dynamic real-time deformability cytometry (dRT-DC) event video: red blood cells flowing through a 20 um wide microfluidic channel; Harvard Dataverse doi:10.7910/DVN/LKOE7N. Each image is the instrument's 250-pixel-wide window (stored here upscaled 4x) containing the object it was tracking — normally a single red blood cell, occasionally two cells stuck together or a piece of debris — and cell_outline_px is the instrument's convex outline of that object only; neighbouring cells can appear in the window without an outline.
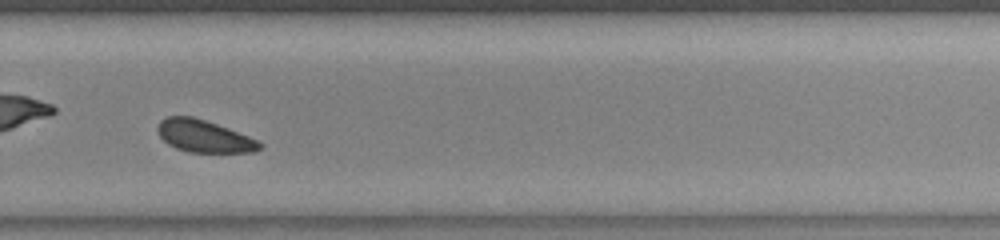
{"species": "common noctule bat (a hibernating species)", "species_latin": "Nyctalus noctula", "temperature_condition": "warm", "stored_images_in_passage": 40, "camera_frame_rate_fps": 3000, "um_per_image_px": 0.085, "animal": {"sex": "female", "body_mass_g": 23.0, "forearm_length_mm": 53.4}, "frame": {"image": 1, "passage_image": 23, "time_ms": 7.333, "image_size_px": [1000, 240], "cell_outline_px": [[264, 148], [256, 152], [188, 152], [176, 148], [168, 144], [160, 136], [156, 128], [160, 120], [168, 116], [192, 116], [228, 128], [248, 136], [264, 144]], "centroid_in_image_um": [17.35, 11.58], "position_along_channel_um": 312.4, "area_um2": 19.19}}
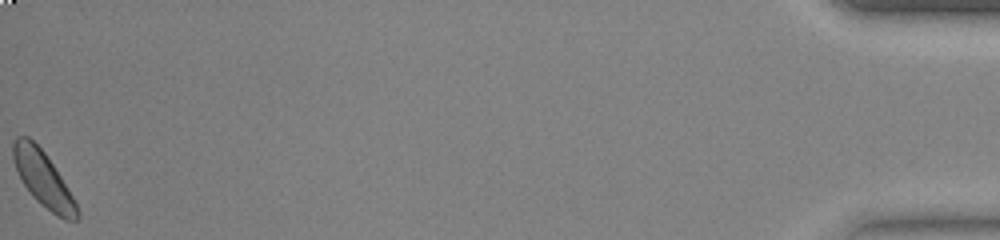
{"frame": {"image": 2, "passage_image": 40, "time_ms": 13.0, "image_size_px": [1000, 240], "cell_outline_px": [[80, 216], [76, 220], [64, 220], [56, 216], [40, 204], [32, 196], [24, 184], [16, 168], [12, 156], [12, 144], [16, 136], [28, 136], [44, 152], [60, 176], [72, 196], [80, 212]], "centroid_in_image_um": [3.66, 15.24], "position_along_channel_um": 431.5, "area_um2": 20.29}, "authors_computed_cell_mechanics": {"area_um2": 20.0855, "velocity_mm_per_s": 3.9109, "shape_relaxation_time_tau1_ms": 4.3935, "shape_relaxation_time_tau2_ms": null, "deformation_change_tau1": 0.1128, "deformation_change_tau2": null}}